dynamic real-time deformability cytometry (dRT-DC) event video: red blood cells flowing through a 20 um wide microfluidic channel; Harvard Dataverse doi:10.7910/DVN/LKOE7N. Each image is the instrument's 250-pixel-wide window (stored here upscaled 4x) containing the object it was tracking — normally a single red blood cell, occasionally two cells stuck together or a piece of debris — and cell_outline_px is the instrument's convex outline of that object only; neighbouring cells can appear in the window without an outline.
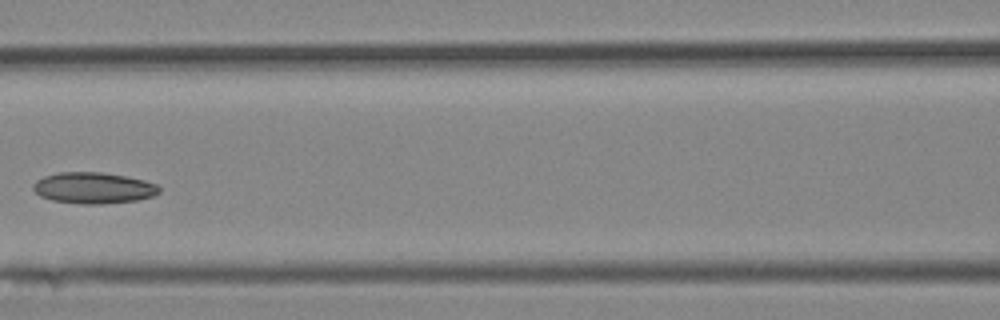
{"species": "Egyptian fruit bat (a non-hibernating species)", "species_latin": "Rousettus aegyptiacus", "temperature_condition": "cold", "stored_images_in_passage": 7, "camera_frame_rate_fps": 3000, "um_per_image_px": 0.085, "animal": {"sex": "female"}, "frame": {"image": 1, "passage_image": 6, "time_ms": 6.667, "image_size_px": [1000, 320], "cell_outline_px": [[160, 192], [152, 196], [136, 200], [104, 204], [80, 204], [52, 200], [40, 196], [32, 188], [32, 184], [36, 180], [44, 176], [60, 172], [100, 172], [124, 176], [144, 180], [156, 184], [160, 188]], "centroid_in_image_um": [7.92, 15.98], "position_along_channel_um": 158.7, "area_um2": 22.89}}
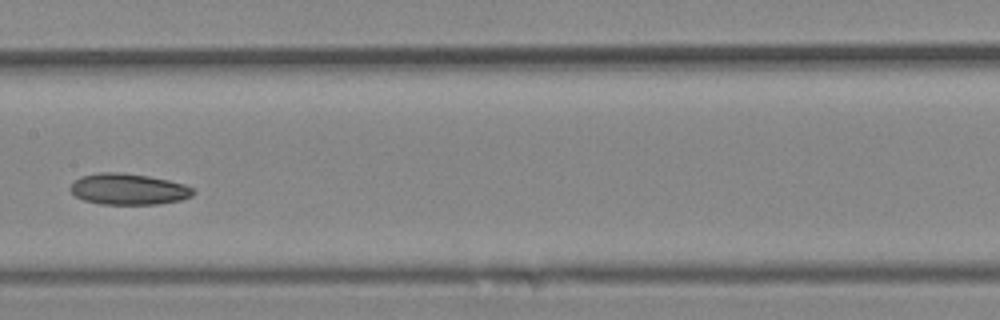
{"frame": {"image": 2, "passage_image": 7, "time_ms": 7.667, "image_size_px": [1000, 320], "cell_outline_px": [[196, 192], [192, 196], [180, 200], [160, 204], [100, 204], [84, 200], [76, 196], [68, 188], [80, 176], [100, 172], [120, 172], [148, 176], [168, 180], [184, 184], [196, 188]], "centroid_in_image_um": [10.95, 16.08], "position_along_channel_um": 196.5, "area_um2": 22.43}}